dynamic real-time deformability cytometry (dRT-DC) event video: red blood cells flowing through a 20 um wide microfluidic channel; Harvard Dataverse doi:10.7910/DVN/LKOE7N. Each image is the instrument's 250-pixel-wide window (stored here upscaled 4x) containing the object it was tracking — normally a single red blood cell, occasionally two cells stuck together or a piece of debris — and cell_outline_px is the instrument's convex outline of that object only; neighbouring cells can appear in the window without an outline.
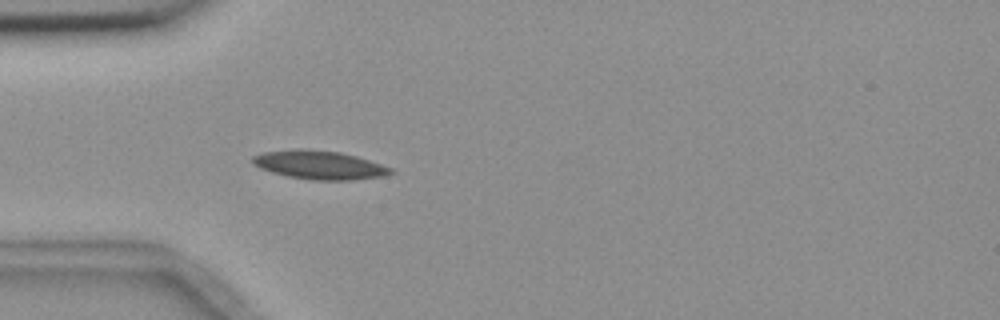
{"species": "common noctule bat (a hibernating species)", "species_latin": "Nyctalus noctula", "temperature_condition": "room temperature", "stored_images_in_passage": 2, "camera_frame_rate_fps": 3000, "um_per_image_px": 0.085, "animal": {"sex": "female", "body_mass_g": 18.4}, "frame": {"image": 1, "passage_image": 2, "time_ms": 4.0, "image_size_px": [1000, 320], "cell_outline_px": [[396, 172], [384, 176], [352, 180], [312, 180], [288, 176], [272, 172], [260, 168], [252, 164], [252, 156], [264, 152], [296, 148], [304, 148], [340, 152], [356, 156], [392, 168]], "centroid_in_image_um": [27.14, 14.01], "position_along_channel_um": 57.9, "area_um2": 23.12}}